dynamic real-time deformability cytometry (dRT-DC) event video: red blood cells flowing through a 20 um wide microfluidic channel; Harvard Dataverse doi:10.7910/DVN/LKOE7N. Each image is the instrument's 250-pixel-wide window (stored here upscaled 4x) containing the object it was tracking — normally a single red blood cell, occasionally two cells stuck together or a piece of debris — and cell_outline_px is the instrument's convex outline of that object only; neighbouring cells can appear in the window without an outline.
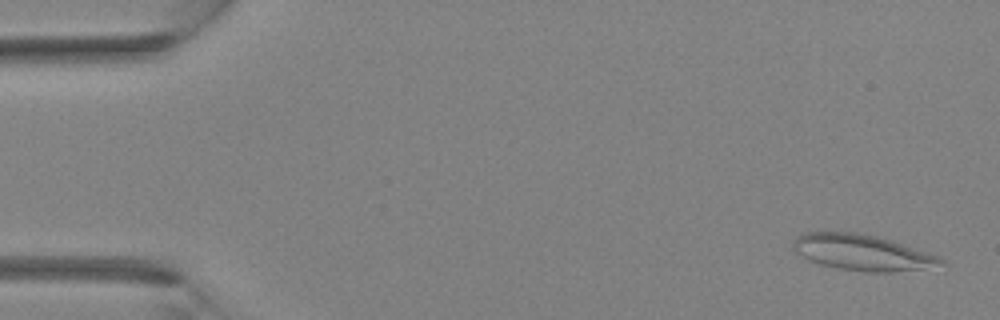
{"species": "Egyptian fruit bat (a non-hibernating species)", "species_latin": "Rousettus aegyptiacus", "temperature_condition": "room temperature", "stored_images_in_passage": 5, "camera_frame_rate_fps": 3000, "um_per_image_px": 0.085, "animal": {"sex": "female"}, "frame": {"image": 1, "passage_image": 1, "time_ms": 0.0, "image_size_px": [1000, 320], "cell_outline_px": [[948, 264], [892, 272], [868, 272], [840, 268], [820, 264], [808, 260], [796, 252], [792, 248], [792, 240], [796, 236], [804, 232], [856, 232], [876, 236], [936, 256], [944, 260]], "centroid_in_image_um": [73.19, 21.45], "position_along_channel_um": 11.8, "area_um2": 30.29}}
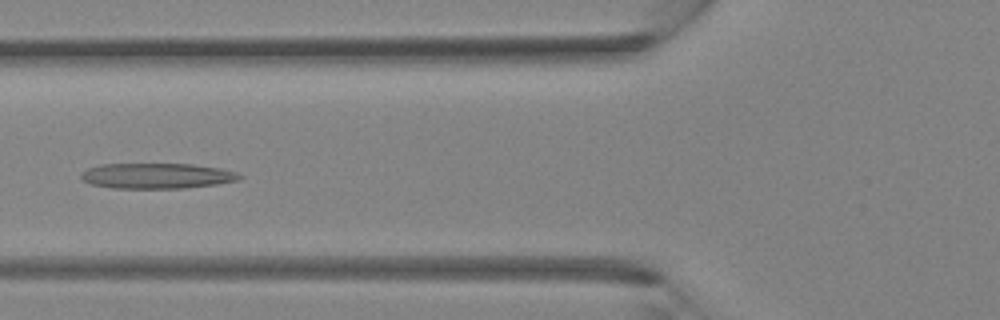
{"frame": {"image": 2, "passage_image": 5, "time_ms": 4.333, "image_size_px": [1000, 320], "cell_outline_px": [[244, 176], [236, 180], [216, 184], [184, 188], [112, 188], [92, 184], [84, 180], [80, 176], [80, 172], [88, 168], [100, 164], [192, 164], [220, 168], [236, 172]], "centroid_in_image_um": [13.31, 14.94], "position_along_channel_um": 112.5, "area_um2": 23.41}}